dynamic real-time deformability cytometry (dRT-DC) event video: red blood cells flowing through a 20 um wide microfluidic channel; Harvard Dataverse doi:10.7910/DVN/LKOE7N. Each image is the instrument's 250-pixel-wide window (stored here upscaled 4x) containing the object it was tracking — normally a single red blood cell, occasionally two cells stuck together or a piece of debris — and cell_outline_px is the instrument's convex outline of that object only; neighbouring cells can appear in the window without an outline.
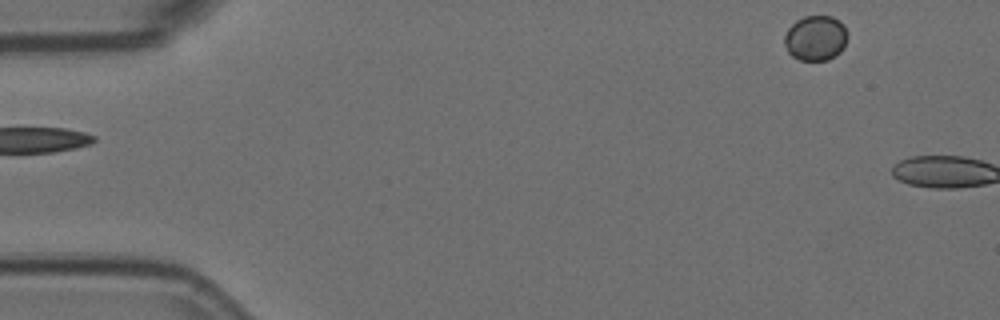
{"species": "Egyptian fruit bat (a non-hibernating species)", "species_latin": "Rousettus aegyptiacus", "temperature_condition": "room temperature", "stored_images_in_passage": 2, "segment_of_instrument_passage": [2, 2], "camera_frame_rate_fps": 3000, "um_per_image_px": 0.085, "animal": {"sex": "female"}, "frame": {"image": 1, "passage_image": 2, "time_ms": 0.333, "image_size_px": [1000, 320], "cell_outline_px": [[848, 36], [844, 48], [840, 52], [828, 60], [800, 60], [792, 56], [788, 52], [784, 44], [784, 36], [788, 28], [796, 20], [804, 16], [832, 16], [840, 20], [844, 24], [848, 32]], "centroid_in_image_um": [69.35, 3.22], "position_along_channel_um": 15.7, "area_um2": 16.88}}